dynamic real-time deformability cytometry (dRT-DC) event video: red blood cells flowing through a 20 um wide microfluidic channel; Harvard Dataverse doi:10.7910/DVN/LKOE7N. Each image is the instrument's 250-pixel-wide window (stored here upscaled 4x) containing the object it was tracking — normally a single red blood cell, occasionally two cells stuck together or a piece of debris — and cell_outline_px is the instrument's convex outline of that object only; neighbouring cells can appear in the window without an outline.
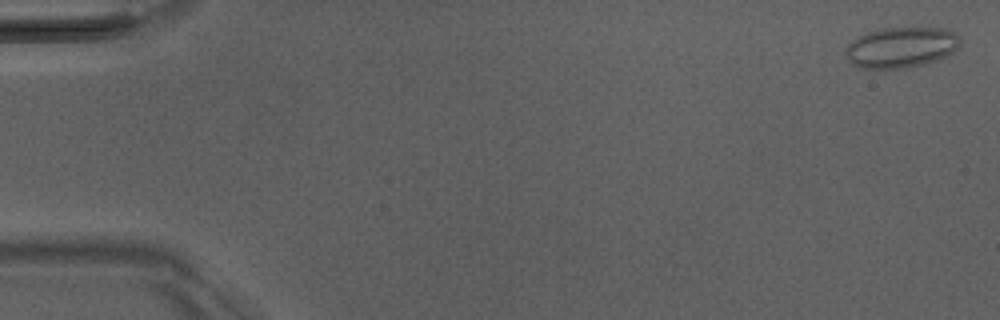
{"species": "Egyptian fruit bat (a non-hibernating species)", "species_latin": "Rousettus aegyptiacus", "temperature_condition": "room temperature", "stored_images_in_passage": 52, "camera_frame_rate_fps": 3000, "um_per_image_px": 0.085, "animal": {"sex": "male"}, "frame": {"image": 1, "passage_image": 2, "time_ms": 0.333, "image_size_px": [1000, 320], "cell_outline_px": [[960, 44], [952, 52], [936, 60], [924, 64], [908, 68], [860, 68], [848, 60], [844, 52], [844, 48], [852, 40], [868, 32], [880, 28], [948, 28], [960, 36]], "centroid_in_image_um": [76.58, 4.02], "position_along_channel_um": 8.4, "area_um2": 27.17}}
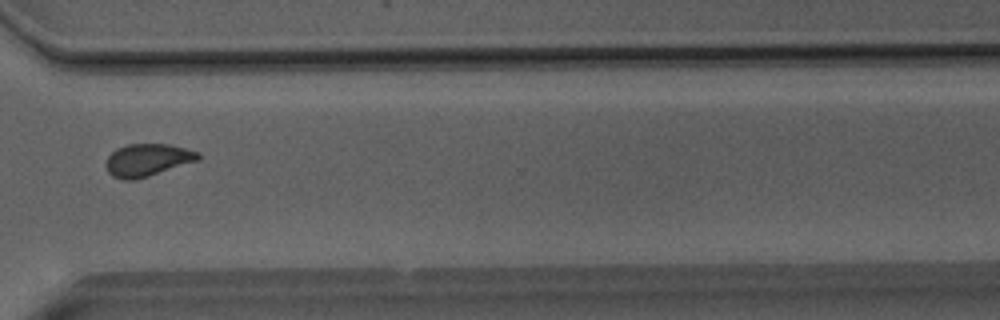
{"frame": {"image": 2, "passage_image": 39, "time_ms": 12.667, "image_size_px": [1000, 320], "cell_outline_px": [[200, 160], [136, 180], [120, 180], [112, 176], [108, 172], [104, 164], [108, 156], [116, 148], [128, 144], [168, 144], [200, 152]], "centroid_in_image_um": [12.51, 13.61], "position_along_channel_um": 358.1, "area_um2": 17.69}}
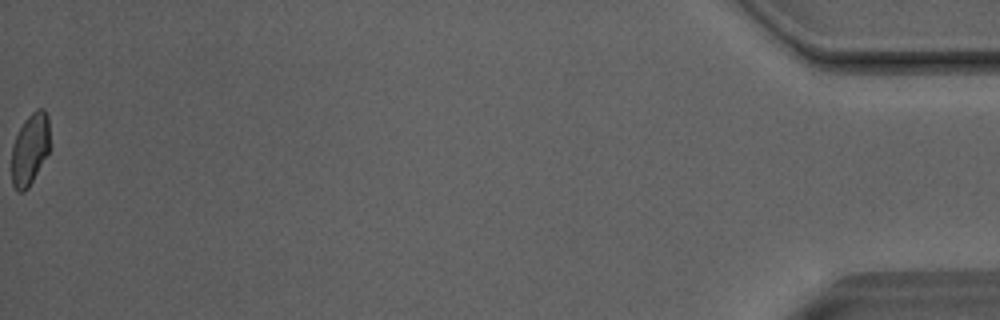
{"frame": {"image": 3, "passage_image": 52, "time_ms": 17.0, "image_size_px": [1000, 320], "cell_outline_px": [[48, 152], [28, 188], [24, 192], [16, 192], [12, 184], [12, 144], [24, 120], [36, 108], [44, 108], [48, 116]], "centroid_in_image_um": [2.52, 12.68], "position_along_channel_um": 432.7, "area_um2": 15.78}, "authors_computed_cell_mechanics": {"area_um2": 17.5423, "velocity_mm_per_s": 4.0692, "shape_relaxation_time_tau1_ms": null, "shape_relaxation_time_tau2_ms": 0.6245, "deformation_change_tau1": null, "deformation_change_tau2": 0.0427}}